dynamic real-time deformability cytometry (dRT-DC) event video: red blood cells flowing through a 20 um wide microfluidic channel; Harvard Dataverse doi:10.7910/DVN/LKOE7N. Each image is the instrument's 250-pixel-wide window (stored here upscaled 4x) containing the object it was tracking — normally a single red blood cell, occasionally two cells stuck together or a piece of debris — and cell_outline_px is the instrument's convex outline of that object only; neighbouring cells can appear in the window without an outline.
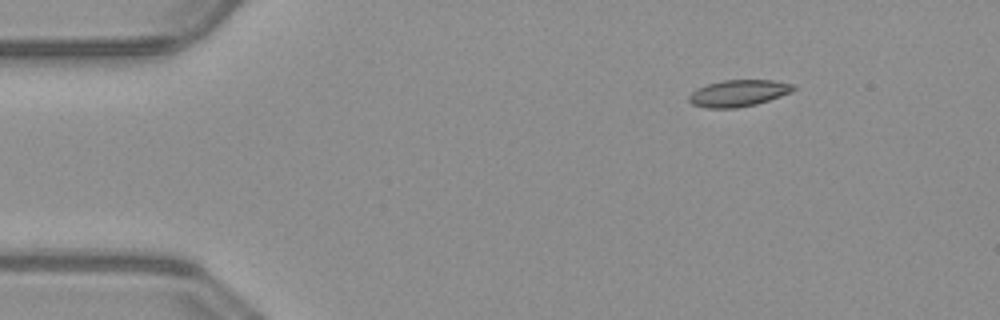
{"species": "common noctule bat (a hibernating species)", "species_latin": "Nyctalus noctula", "temperature_condition": "warm", "stored_images_in_passage": 8, "camera_frame_rate_fps": 3000, "um_per_image_px": 0.085, "animal": {"sex": "male", "body_mass_g": 23.1, "forearm_length_mm": 52.7}, "frame": {"image": 1, "passage_image": 1, "time_ms": 0.0, "image_size_px": [1000, 320], "cell_outline_px": [[796, 88], [792, 92], [756, 104], [736, 108], [708, 108], [692, 104], [688, 100], [688, 96], [696, 88], [708, 84], [724, 80], [772, 80], [792, 84]], "centroid_in_image_um": [62.75, 7.92], "position_along_channel_um": 22.3, "area_um2": 16.13}}